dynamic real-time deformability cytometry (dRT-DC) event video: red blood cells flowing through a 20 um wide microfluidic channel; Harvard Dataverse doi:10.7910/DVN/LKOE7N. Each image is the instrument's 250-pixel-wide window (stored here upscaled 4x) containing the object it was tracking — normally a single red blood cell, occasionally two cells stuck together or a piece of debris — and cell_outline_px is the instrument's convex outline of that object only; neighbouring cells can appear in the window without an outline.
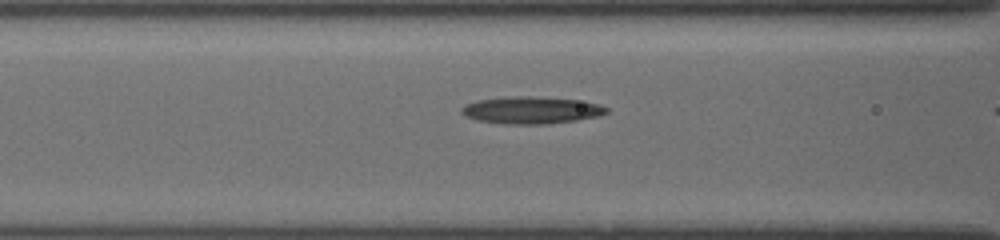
{"species": "common noctule bat (a hibernating species)", "species_latin": "Nyctalus noctula", "temperature_condition": "cold", "stored_images_in_passage": 32, "camera_frame_rate_fps": 3000, "um_per_image_px": 0.085, "animal": {"sex": "female", "body_mass_g": 19.5, "forearm_length_mm": 54.1}, "frame": {"image": 1, "passage_image": 29, "time_ms": 4.333, "image_size_px": [1000, 240], "cell_outline_px": [[608, 112], [600, 116], [576, 120], [548, 124], [504, 124], [476, 120], [460, 112], [460, 108], [464, 104], [480, 100], [512, 96], [532, 96], [576, 100], [600, 104], [608, 108]], "centroid_in_image_um": [45.17, 9.37], "position_along_channel_um": 121.4, "area_um2": 22.89}}